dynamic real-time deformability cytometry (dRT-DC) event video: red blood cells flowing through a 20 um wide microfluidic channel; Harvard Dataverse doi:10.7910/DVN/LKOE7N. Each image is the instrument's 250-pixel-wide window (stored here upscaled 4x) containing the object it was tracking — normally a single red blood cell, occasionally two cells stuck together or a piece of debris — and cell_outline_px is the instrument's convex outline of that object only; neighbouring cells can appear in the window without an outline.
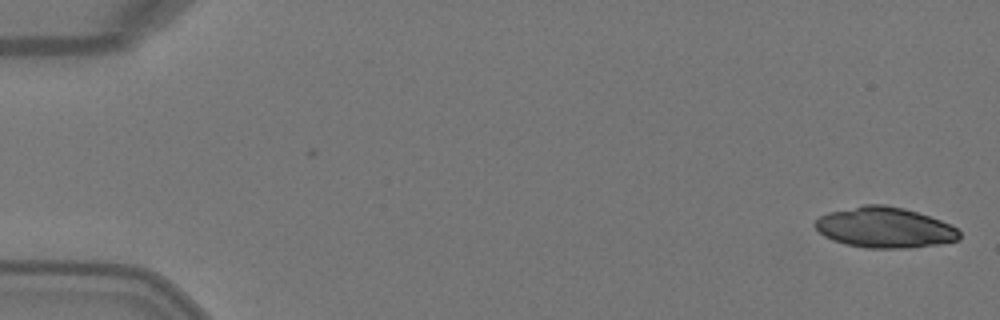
{"species": "Egyptian fruit bat (a non-hibernating species)", "species_latin": "Rousettus aegyptiacus", "temperature_condition": "warm", "stored_images_in_passage": 2, "camera_frame_rate_fps": 3000, "um_per_image_px": 0.085, "animal": {"sex": "female"}, "frame": {"image": 1, "passage_image": 2, "time_ms": 0.333, "image_size_px": [1000, 320], "cell_outline_px": [[960, 240], [940, 244], [908, 248], [864, 248], [844, 244], [832, 240], [824, 236], [812, 224], [820, 216], [828, 212], [864, 204], [884, 204], [904, 208], [952, 224], [960, 232]], "centroid_in_image_um": [75.19, 19.34], "position_along_channel_um": 9.8, "area_um2": 34.39}}